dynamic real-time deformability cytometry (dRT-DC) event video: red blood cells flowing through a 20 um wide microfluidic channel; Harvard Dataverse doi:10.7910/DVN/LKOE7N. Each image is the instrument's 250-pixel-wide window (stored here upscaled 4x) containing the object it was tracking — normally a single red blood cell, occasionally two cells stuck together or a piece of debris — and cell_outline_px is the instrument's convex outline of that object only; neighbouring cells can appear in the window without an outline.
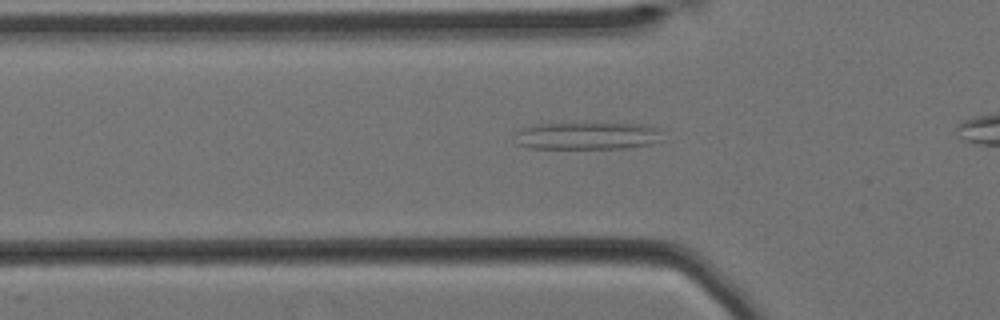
{"species": "Egyptian fruit bat (a non-hibernating species)", "species_latin": "Rousettus aegyptiacus", "temperature_condition": "cold", "stored_images_in_passage": 37, "camera_frame_rate_fps": 3000, "um_per_image_px": 0.085, "animal": {"sex": "female"}, "frame": {"image": 1, "passage_image": 9, "time_ms": 2.667, "image_size_px": [1000, 320], "cell_outline_px": [[664, 140], [652, 144], [624, 148], [528, 148], [516, 144], [516, 132], [520, 128], [536, 124], [564, 120], [584, 120], [644, 124], [656, 128]], "centroid_in_image_um": [49.88, 11.47], "position_along_channel_um": 75.9, "area_um2": 25.26}}
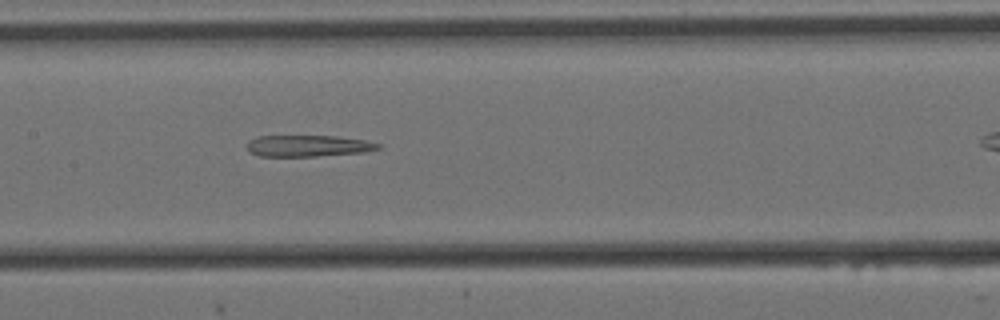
{"frame": {"image": 2, "passage_image": 18, "time_ms": 5.667, "image_size_px": [1000, 320], "cell_outline_px": [[380, 148], [364, 152], [316, 156], [260, 156], [248, 152], [248, 140], [256, 136], [336, 136], [364, 140], [380, 144]], "centroid_in_image_um": [26.15, 12.39], "position_along_channel_um": 181.3, "area_um2": 16.3}}
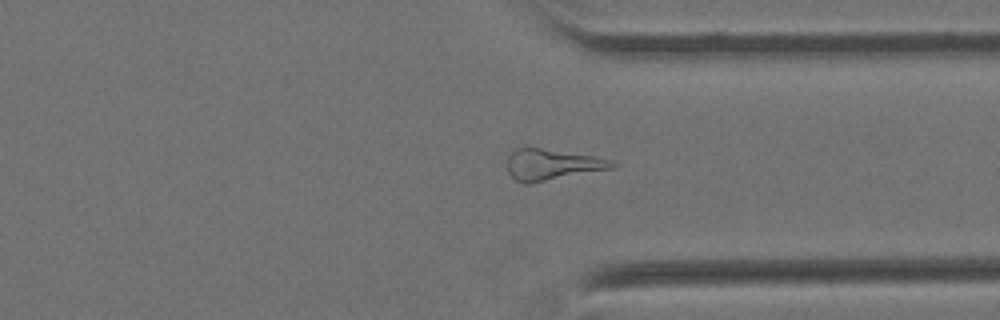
{"frame": {"image": 3, "passage_image": 34, "time_ms": 11.0, "image_size_px": [1000, 320], "cell_outline_px": [[620, 164], [616, 168], [528, 184], [524, 184], [516, 180], [508, 172], [508, 156], [516, 148], [540, 148], [592, 156], [612, 160]], "centroid_in_image_um": [46.97, 14.01], "position_along_channel_um": 364.4, "area_um2": 18.96}}